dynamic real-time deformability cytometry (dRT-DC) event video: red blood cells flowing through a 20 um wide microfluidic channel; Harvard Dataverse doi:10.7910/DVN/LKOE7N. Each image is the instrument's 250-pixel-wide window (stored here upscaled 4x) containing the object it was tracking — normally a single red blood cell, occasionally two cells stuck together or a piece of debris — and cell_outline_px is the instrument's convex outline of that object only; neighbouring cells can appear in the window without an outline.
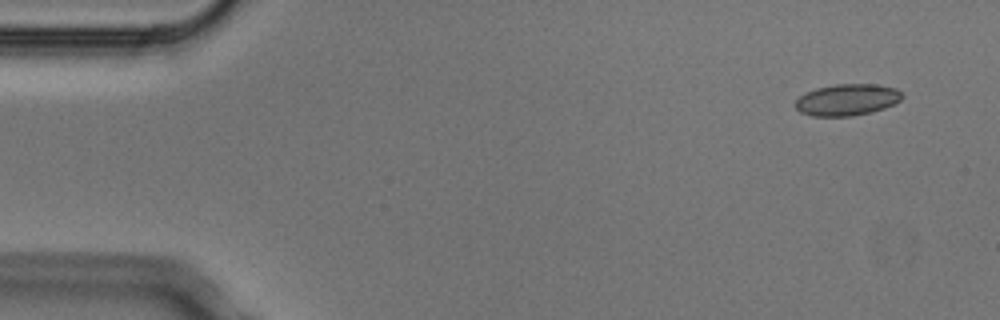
{"species": "Egyptian fruit bat (a non-hibernating species)", "species_latin": "Rousettus aegyptiacus", "temperature_condition": "cold", "stored_images_in_passage": 4, "camera_frame_rate_fps": 3000, "um_per_image_px": 0.085, "animal": {"sex": "male"}, "frame": {"image": 1, "passage_image": 1, "time_ms": 0.0, "image_size_px": [1000, 320], "cell_outline_px": [[904, 96], [900, 100], [884, 108], [872, 112], [852, 116], [812, 116], [800, 112], [796, 108], [796, 100], [804, 92], [816, 88], [836, 84], [876, 84], [896, 88]], "centroid_in_image_um": [71.99, 8.48], "position_along_channel_um": 13.0, "area_um2": 19.65}}